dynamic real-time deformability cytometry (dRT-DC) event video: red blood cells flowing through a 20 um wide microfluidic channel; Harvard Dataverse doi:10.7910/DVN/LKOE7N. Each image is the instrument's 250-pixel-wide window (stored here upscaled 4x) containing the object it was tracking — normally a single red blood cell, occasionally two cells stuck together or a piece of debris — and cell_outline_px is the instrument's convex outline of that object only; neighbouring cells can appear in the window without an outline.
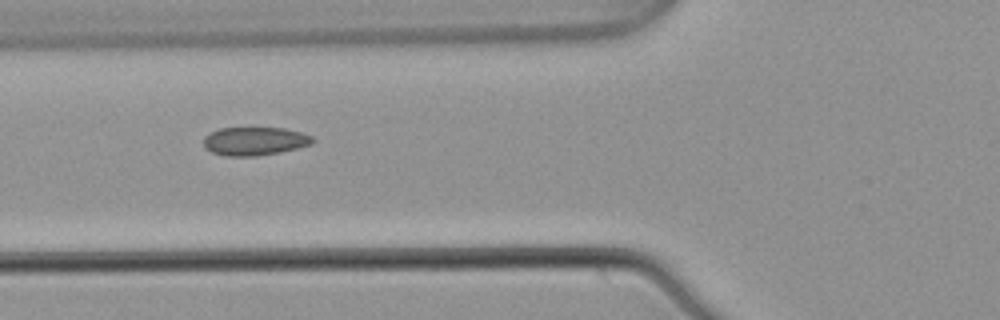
{"species": "common noctule bat (a hibernating species)", "species_latin": "Nyctalus noctula", "temperature_condition": "warm", "stored_images_in_passage": 8, "camera_frame_rate_fps": 3000, "um_per_image_px": 0.085, "animal": {"sex": "male", "body_mass_g": 21.5, "forearm_length_mm": 52.0}, "frame": {"image": 1, "passage_image": 7, "time_ms": 2.0, "image_size_px": [1000, 320], "cell_outline_px": [[316, 140], [312, 144], [280, 152], [256, 156], [224, 156], [212, 152], [204, 144], [204, 136], [220, 128], [284, 128], [304, 132], [312, 136]], "centroid_in_image_um": [21.7, 11.99], "position_along_channel_um": 104.1, "area_um2": 18.03}}
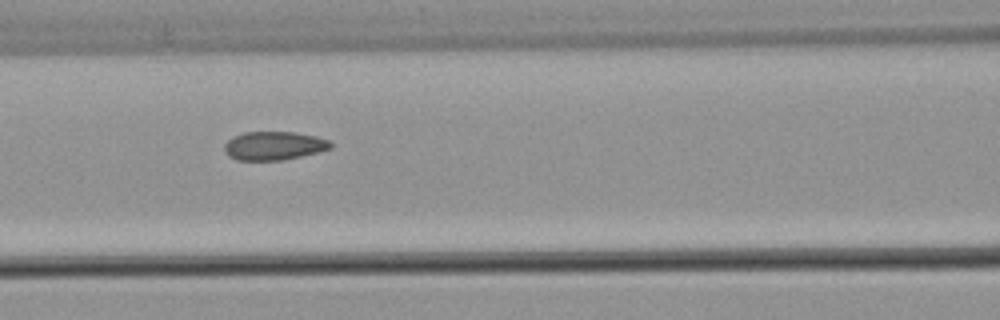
{"frame": {"image": 2, "passage_image": 8, "time_ms": 2.333, "image_size_px": [1000, 320], "cell_outline_px": [[332, 148], [284, 160], [236, 160], [228, 156], [224, 152], [224, 144], [232, 136], [244, 132], [296, 132], [316, 136], [328, 140], [332, 144]], "centroid_in_image_um": [23.24, 12.38], "position_along_channel_um": 143.4, "area_um2": 17.74}}